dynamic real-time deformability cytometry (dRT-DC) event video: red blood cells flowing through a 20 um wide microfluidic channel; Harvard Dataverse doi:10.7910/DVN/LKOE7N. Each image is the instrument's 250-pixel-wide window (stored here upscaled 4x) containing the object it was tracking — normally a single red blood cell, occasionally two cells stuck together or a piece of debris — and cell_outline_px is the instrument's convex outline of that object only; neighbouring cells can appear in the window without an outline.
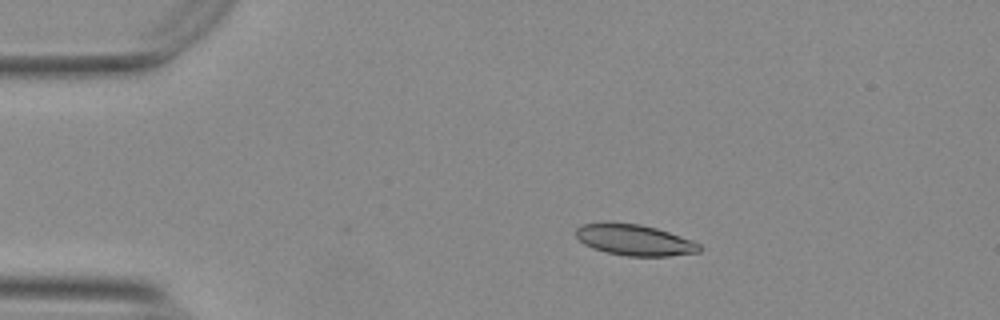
{"species": "Egyptian fruit bat (a non-hibernating species)", "species_latin": "Rousettus aegyptiacus", "temperature_condition": "warm", "stored_images_in_passage": 42, "camera_frame_rate_fps": 3000, "um_per_image_px": 0.085, "animal": {"sex": "female"}, "frame": {"image": 1, "passage_image": 1, "time_ms": 0.0, "image_size_px": [1000, 320], "cell_outline_px": [[704, 248], [700, 252], [668, 256], [628, 256], [608, 252], [592, 248], [584, 244], [576, 236], [576, 228], [580, 224], [600, 220], [608, 220], [640, 224], [656, 228], [692, 240], [700, 244]], "centroid_in_image_um": [53.89, 20.36], "position_along_channel_um": 31.1, "area_um2": 22.89}}
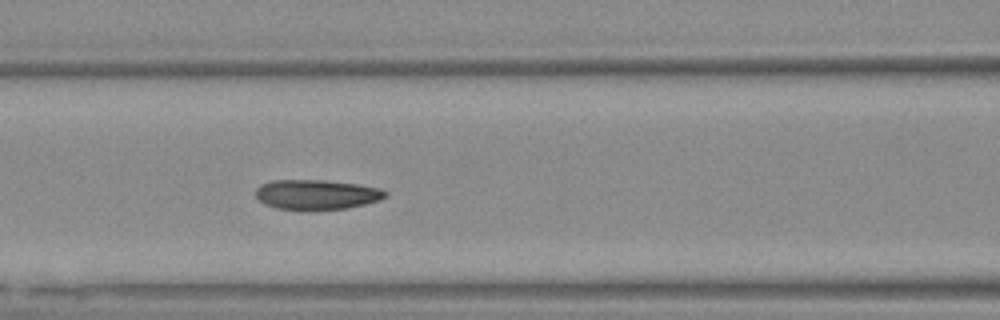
{"frame": {"image": 2, "passage_image": 14, "time_ms": 4.333, "image_size_px": [1000, 320], "cell_outline_px": [[388, 196], [380, 200], [348, 208], [276, 208], [264, 204], [256, 200], [256, 188], [260, 184], [272, 180], [324, 180], [356, 184], [380, 188], [388, 192]], "centroid_in_image_um": [26.9, 16.51], "position_along_channel_um": 139.7, "area_um2": 22.25}}
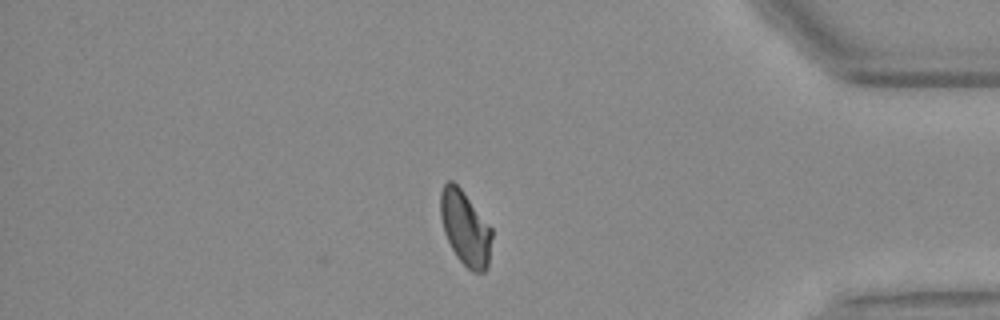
{"frame": {"image": 3, "passage_image": 37, "time_ms": 12.0, "image_size_px": [1000, 320], "cell_outline_px": [[492, 236], [488, 268], [484, 272], [472, 272], [456, 256], [444, 232], [440, 216], [440, 192], [444, 184], [448, 180], [452, 180], [464, 192], [492, 228]], "centroid_in_image_um": [39.55, 19.38], "position_along_channel_um": 395.7, "area_um2": 22.31}, "authors_computed_cell_mechanics": {"area_um2": 22.6865, "velocity_mm_per_s": 3.7409, "shape_relaxation_time_tau1_ms": 4.2477, "shape_relaxation_time_tau2_ms": 1.8383, "deformation_change_tau1": 0.1283, "deformation_change_tau2": 0.0659}}